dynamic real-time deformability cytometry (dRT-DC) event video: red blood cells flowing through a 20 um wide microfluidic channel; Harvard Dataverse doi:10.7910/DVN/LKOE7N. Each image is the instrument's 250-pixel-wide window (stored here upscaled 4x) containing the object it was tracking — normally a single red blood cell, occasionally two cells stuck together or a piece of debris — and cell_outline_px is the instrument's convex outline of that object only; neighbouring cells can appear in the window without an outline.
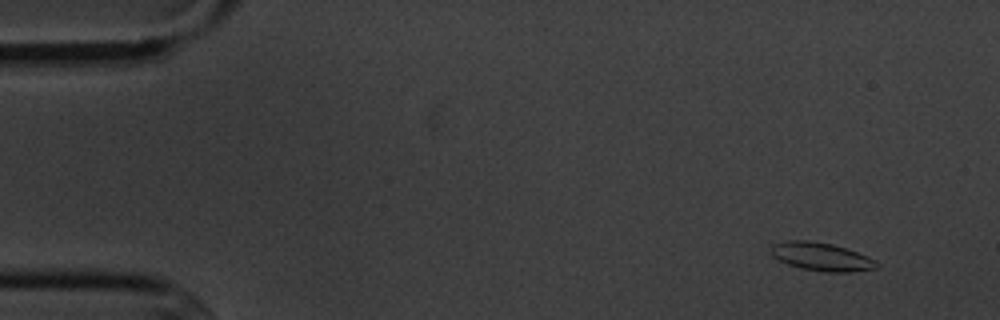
{"species": "common noctule bat (a hibernating species)", "species_latin": "Nyctalus noctula", "temperature_condition": "cold", "stored_images_in_passage": 4, "camera_frame_rate_fps": 3000, "um_per_image_px": 0.085, "animal": {"sex": "male", "body_mass_g": 20.1, "forearm_length_mm": 53.5}, "frame": {"image": 1, "passage_image": 1, "time_ms": 0.0, "image_size_px": [1000, 320], "cell_outline_px": [[880, 264], [876, 268], [852, 272], [824, 272], [800, 268], [788, 264], [772, 256], [772, 244], [788, 240], [808, 240], [832, 244], [856, 252], [876, 260]], "centroid_in_image_um": [69.82, 21.83], "position_along_channel_um": 15.2, "area_um2": 17.28}}
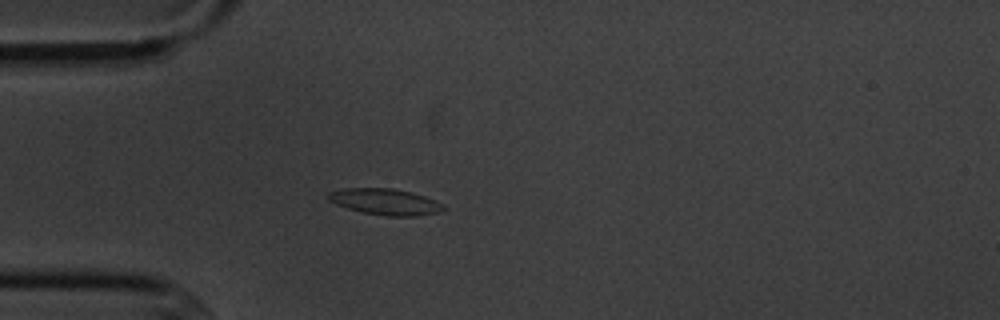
{"frame": {"image": 2, "passage_image": 4, "time_ms": 3.667, "image_size_px": [1000, 320], "cell_outline_px": [[448, 208], [440, 212], [416, 216], [384, 216], [364, 212], [348, 208], [336, 204], [328, 200], [328, 192], [344, 188], [392, 188], [412, 192], [436, 200], [444, 204]], "centroid_in_image_um": [32.79, 17.15], "position_along_channel_um": 52.2, "area_um2": 17.69}}